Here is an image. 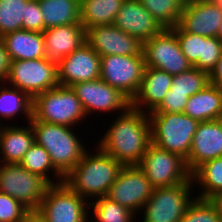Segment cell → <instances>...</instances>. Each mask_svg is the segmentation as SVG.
I'll return each instance as SVG.
<instances>
[{"mask_svg":"<svg viewBox=\"0 0 222 222\" xmlns=\"http://www.w3.org/2000/svg\"><path fill=\"white\" fill-rule=\"evenodd\" d=\"M117 116L96 145L123 166L138 165L151 143L148 113L130 106Z\"/></svg>","mask_w":222,"mask_h":222,"instance_id":"obj_1","label":"cell"},{"mask_svg":"<svg viewBox=\"0 0 222 222\" xmlns=\"http://www.w3.org/2000/svg\"><path fill=\"white\" fill-rule=\"evenodd\" d=\"M92 150H87L64 178V183L88 202L106 196L123 167L97 145Z\"/></svg>","mask_w":222,"mask_h":222,"instance_id":"obj_2","label":"cell"},{"mask_svg":"<svg viewBox=\"0 0 222 222\" xmlns=\"http://www.w3.org/2000/svg\"><path fill=\"white\" fill-rule=\"evenodd\" d=\"M30 123L35 142L49 153L54 168L65 178L88 150L84 147L87 144L82 143L84 140L81 141L82 138L78 137L74 127L45 123L36 119H31Z\"/></svg>","mask_w":222,"mask_h":222,"instance_id":"obj_3","label":"cell"},{"mask_svg":"<svg viewBox=\"0 0 222 222\" xmlns=\"http://www.w3.org/2000/svg\"><path fill=\"white\" fill-rule=\"evenodd\" d=\"M71 87L57 86L33 98L32 119L50 124L79 127L86 117Z\"/></svg>","mask_w":222,"mask_h":222,"instance_id":"obj_4","label":"cell"},{"mask_svg":"<svg viewBox=\"0 0 222 222\" xmlns=\"http://www.w3.org/2000/svg\"><path fill=\"white\" fill-rule=\"evenodd\" d=\"M148 116L151 142L169 152L179 154L186 160L189 157L199 121L183 112H150Z\"/></svg>","mask_w":222,"mask_h":222,"instance_id":"obj_5","label":"cell"},{"mask_svg":"<svg viewBox=\"0 0 222 222\" xmlns=\"http://www.w3.org/2000/svg\"><path fill=\"white\" fill-rule=\"evenodd\" d=\"M194 186L191 177L182 184L154 188L151 197L141 210L142 222H180L194 200L192 197L194 194H191L195 193Z\"/></svg>","mask_w":222,"mask_h":222,"instance_id":"obj_6","label":"cell"},{"mask_svg":"<svg viewBox=\"0 0 222 222\" xmlns=\"http://www.w3.org/2000/svg\"><path fill=\"white\" fill-rule=\"evenodd\" d=\"M50 184L40 175L33 174L19 163H0V192L37 211Z\"/></svg>","mask_w":222,"mask_h":222,"instance_id":"obj_7","label":"cell"},{"mask_svg":"<svg viewBox=\"0 0 222 222\" xmlns=\"http://www.w3.org/2000/svg\"><path fill=\"white\" fill-rule=\"evenodd\" d=\"M45 222H88L89 202L66 183L50 185L36 211Z\"/></svg>","mask_w":222,"mask_h":222,"instance_id":"obj_8","label":"cell"},{"mask_svg":"<svg viewBox=\"0 0 222 222\" xmlns=\"http://www.w3.org/2000/svg\"><path fill=\"white\" fill-rule=\"evenodd\" d=\"M5 82L25 91L33 99L59 86L57 64L47 58L10 61Z\"/></svg>","mask_w":222,"mask_h":222,"instance_id":"obj_9","label":"cell"},{"mask_svg":"<svg viewBox=\"0 0 222 222\" xmlns=\"http://www.w3.org/2000/svg\"><path fill=\"white\" fill-rule=\"evenodd\" d=\"M138 166L154 188L182 184L191 178L185 159L152 142Z\"/></svg>","mask_w":222,"mask_h":222,"instance_id":"obj_10","label":"cell"},{"mask_svg":"<svg viewBox=\"0 0 222 222\" xmlns=\"http://www.w3.org/2000/svg\"><path fill=\"white\" fill-rule=\"evenodd\" d=\"M144 70L143 53L106 55L101 57L99 78L132 101L140 88Z\"/></svg>","mask_w":222,"mask_h":222,"instance_id":"obj_11","label":"cell"},{"mask_svg":"<svg viewBox=\"0 0 222 222\" xmlns=\"http://www.w3.org/2000/svg\"><path fill=\"white\" fill-rule=\"evenodd\" d=\"M142 53L145 67L156 68L173 76L193 67L182 53L177 36L171 29H163L143 42Z\"/></svg>","mask_w":222,"mask_h":222,"instance_id":"obj_12","label":"cell"},{"mask_svg":"<svg viewBox=\"0 0 222 222\" xmlns=\"http://www.w3.org/2000/svg\"><path fill=\"white\" fill-rule=\"evenodd\" d=\"M79 98L86 115L96 113H124L131 101L118 89L111 87L100 78L92 81L80 82L70 86ZM96 112V113H95Z\"/></svg>","mask_w":222,"mask_h":222,"instance_id":"obj_13","label":"cell"},{"mask_svg":"<svg viewBox=\"0 0 222 222\" xmlns=\"http://www.w3.org/2000/svg\"><path fill=\"white\" fill-rule=\"evenodd\" d=\"M153 190L138 165L123 166L106 196L139 215Z\"/></svg>","mask_w":222,"mask_h":222,"instance_id":"obj_14","label":"cell"},{"mask_svg":"<svg viewBox=\"0 0 222 222\" xmlns=\"http://www.w3.org/2000/svg\"><path fill=\"white\" fill-rule=\"evenodd\" d=\"M101 57L85 42L57 64L60 86L70 87L99 78Z\"/></svg>","mask_w":222,"mask_h":222,"instance_id":"obj_15","label":"cell"},{"mask_svg":"<svg viewBox=\"0 0 222 222\" xmlns=\"http://www.w3.org/2000/svg\"><path fill=\"white\" fill-rule=\"evenodd\" d=\"M86 42L100 57L106 55H139L142 42L113 24L98 25L86 30Z\"/></svg>","mask_w":222,"mask_h":222,"instance_id":"obj_16","label":"cell"},{"mask_svg":"<svg viewBox=\"0 0 222 222\" xmlns=\"http://www.w3.org/2000/svg\"><path fill=\"white\" fill-rule=\"evenodd\" d=\"M222 6L212 0H186L177 26L186 32L216 37Z\"/></svg>","mask_w":222,"mask_h":222,"instance_id":"obj_17","label":"cell"},{"mask_svg":"<svg viewBox=\"0 0 222 222\" xmlns=\"http://www.w3.org/2000/svg\"><path fill=\"white\" fill-rule=\"evenodd\" d=\"M222 157V118L199 122L189 157L185 160L192 174L204 162Z\"/></svg>","mask_w":222,"mask_h":222,"instance_id":"obj_18","label":"cell"},{"mask_svg":"<svg viewBox=\"0 0 222 222\" xmlns=\"http://www.w3.org/2000/svg\"><path fill=\"white\" fill-rule=\"evenodd\" d=\"M113 25L142 43L159 34L163 28L139 0H125Z\"/></svg>","mask_w":222,"mask_h":222,"instance_id":"obj_19","label":"cell"},{"mask_svg":"<svg viewBox=\"0 0 222 222\" xmlns=\"http://www.w3.org/2000/svg\"><path fill=\"white\" fill-rule=\"evenodd\" d=\"M42 33L45 57L56 64L86 42V29L82 24L47 28Z\"/></svg>","mask_w":222,"mask_h":222,"instance_id":"obj_20","label":"cell"},{"mask_svg":"<svg viewBox=\"0 0 222 222\" xmlns=\"http://www.w3.org/2000/svg\"><path fill=\"white\" fill-rule=\"evenodd\" d=\"M172 79L173 75L165 71L145 67L140 88L131 101V107L148 114L154 111L170 90Z\"/></svg>","mask_w":222,"mask_h":222,"instance_id":"obj_21","label":"cell"},{"mask_svg":"<svg viewBox=\"0 0 222 222\" xmlns=\"http://www.w3.org/2000/svg\"><path fill=\"white\" fill-rule=\"evenodd\" d=\"M9 124V125H8ZM34 140L31 123L18 126L8 122L0 127V163H20Z\"/></svg>","mask_w":222,"mask_h":222,"instance_id":"obj_22","label":"cell"},{"mask_svg":"<svg viewBox=\"0 0 222 222\" xmlns=\"http://www.w3.org/2000/svg\"><path fill=\"white\" fill-rule=\"evenodd\" d=\"M0 38L10 61L46 58L42 32L21 29Z\"/></svg>","mask_w":222,"mask_h":222,"instance_id":"obj_23","label":"cell"},{"mask_svg":"<svg viewBox=\"0 0 222 222\" xmlns=\"http://www.w3.org/2000/svg\"><path fill=\"white\" fill-rule=\"evenodd\" d=\"M199 122L222 118V90L210 83L190 96L183 111Z\"/></svg>","mask_w":222,"mask_h":222,"instance_id":"obj_24","label":"cell"},{"mask_svg":"<svg viewBox=\"0 0 222 222\" xmlns=\"http://www.w3.org/2000/svg\"><path fill=\"white\" fill-rule=\"evenodd\" d=\"M32 104L33 99L25 91L13 87L6 82H0L1 126L4 125L2 121L8 122L9 120L19 118L20 115H24L23 118L28 121L26 123H30L32 119Z\"/></svg>","mask_w":222,"mask_h":222,"instance_id":"obj_25","label":"cell"},{"mask_svg":"<svg viewBox=\"0 0 222 222\" xmlns=\"http://www.w3.org/2000/svg\"><path fill=\"white\" fill-rule=\"evenodd\" d=\"M44 30L61 25L81 24L80 0H38Z\"/></svg>","mask_w":222,"mask_h":222,"instance_id":"obj_26","label":"cell"},{"mask_svg":"<svg viewBox=\"0 0 222 222\" xmlns=\"http://www.w3.org/2000/svg\"><path fill=\"white\" fill-rule=\"evenodd\" d=\"M125 0H80V21L84 28L113 24Z\"/></svg>","mask_w":222,"mask_h":222,"instance_id":"obj_27","label":"cell"},{"mask_svg":"<svg viewBox=\"0 0 222 222\" xmlns=\"http://www.w3.org/2000/svg\"><path fill=\"white\" fill-rule=\"evenodd\" d=\"M19 164L29 172L42 176L50 185L64 182V177L54 168L49 153L36 142Z\"/></svg>","mask_w":222,"mask_h":222,"instance_id":"obj_28","label":"cell"},{"mask_svg":"<svg viewBox=\"0 0 222 222\" xmlns=\"http://www.w3.org/2000/svg\"><path fill=\"white\" fill-rule=\"evenodd\" d=\"M191 177L194 185L198 184L200 188L196 197L208 199L222 191V157L204 162L191 174Z\"/></svg>","mask_w":222,"mask_h":222,"instance_id":"obj_29","label":"cell"},{"mask_svg":"<svg viewBox=\"0 0 222 222\" xmlns=\"http://www.w3.org/2000/svg\"><path fill=\"white\" fill-rule=\"evenodd\" d=\"M90 222H134L136 214L107 196L89 202ZM94 217V218H93Z\"/></svg>","mask_w":222,"mask_h":222,"instance_id":"obj_30","label":"cell"},{"mask_svg":"<svg viewBox=\"0 0 222 222\" xmlns=\"http://www.w3.org/2000/svg\"><path fill=\"white\" fill-rule=\"evenodd\" d=\"M163 29L174 28L180 20L186 0H139Z\"/></svg>","mask_w":222,"mask_h":222,"instance_id":"obj_31","label":"cell"},{"mask_svg":"<svg viewBox=\"0 0 222 222\" xmlns=\"http://www.w3.org/2000/svg\"><path fill=\"white\" fill-rule=\"evenodd\" d=\"M209 84V75L195 67L174 75L170 90L173 93L187 94L188 97L203 90Z\"/></svg>","mask_w":222,"mask_h":222,"instance_id":"obj_32","label":"cell"},{"mask_svg":"<svg viewBox=\"0 0 222 222\" xmlns=\"http://www.w3.org/2000/svg\"><path fill=\"white\" fill-rule=\"evenodd\" d=\"M29 0H0V37L22 29L25 4Z\"/></svg>","mask_w":222,"mask_h":222,"instance_id":"obj_33","label":"cell"},{"mask_svg":"<svg viewBox=\"0 0 222 222\" xmlns=\"http://www.w3.org/2000/svg\"><path fill=\"white\" fill-rule=\"evenodd\" d=\"M171 30L176 34L181 51L192 66L198 60H204L205 36L183 31L177 25Z\"/></svg>","mask_w":222,"mask_h":222,"instance_id":"obj_34","label":"cell"},{"mask_svg":"<svg viewBox=\"0 0 222 222\" xmlns=\"http://www.w3.org/2000/svg\"><path fill=\"white\" fill-rule=\"evenodd\" d=\"M193 197L194 200L188 206L180 222H222L209 199Z\"/></svg>","mask_w":222,"mask_h":222,"instance_id":"obj_35","label":"cell"},{"mask_svg":"<svg viewBox=\"0 0 222 222\" xmlns=\"http://www.w3.org/2000/svg\"><path fill=\"white\" fill-rule=\"evenodd\" d=\"M222 55V41L218 37H205L204 60H198L193 67L208 74Z\"/></svg>","mask_w":222,"mask_h":222,"instance_id":"obj_36","label":"cell"},{"mask_svg":"<svg viewBox=\"0 0 222 222\" xmlns=\"http://www.w3.org/2000/svg\"><path fill=\"white\" fill-rule=\"evenodd\" d=\"M28 212L15 198L0 192V222H18Z\"/></svg>","mask_w":222,"mask_h":222,"instance_id":"obj_37","label":"cell"},{"mask_svg":"<svg viewBox=\"0 0 222 222\" xmlns=\"http://www.w3.org/2000/svg\"><path fill=\"white\" fill-rule=\"evenodd\" d=\"M22 29L34 32L44 31V21L38 0H29L25 4V18Z\"/></svg>","mask_w":222,"mask_h":222,"instance_id":"obj_38","label":"cell"},{"mask_svg":"<svg viewBox=\"0 0 222 222\" xmlns=\"http://www.w3.org/2000/svg\"><path fill=\"white\" fill-rule=\"evenodd\" d=\"M188 98L187 94L173 93L169 90L161 104L152 112L181 113L186 107Z\"/></svg>","mask_w":222,"mask_h":222,"instance_id":"obj_39","label":"cell"},{"mask_svg":"<svg viewBox=\"0 0 222 222\" xmlns=\"http://www.w3.org/2000/svg\"><path fill=\"white\" fill-rule=\"evenodd\" d=\"M10 60L0 38V82H5L9 72Z\"/></svg>","mask_w":222,"mask_h":222,"instance_id":"obj_40","label":"cell"},{"mask_svg":"<svg viewBox=\"0 0 222 222\" xmlns=\"http://www.w3.org/2000/svg\"><path fill=\"white\" fill-rule=\"evenodd\" d=\"M209 75V83L222 90V55Z\"/></svg>","mask_w":222,"mask_h":222,"instance_id":"obj_41","label":"cell"},{"mask_svg":"<svg viewBox=\"0 0 222 222\" xmlns=\"http://www.w3.org/2000/svg\"><path fill=\"white\" fill-rule=\"evenodd\" d=\"M208 199L213 204V206L216 209L218 215L222 219V191L215 193L214 195H212Z\"/></svg>","mask_w":222,"mask_h":222,"instance_id":"obj_42","label":"cell"},{"mask_svg":"<svg viewBox=\"0 0 222 222\" xmlns=\"http://www.w3.org/2000/svg\"><path fill=\"white\" fill-rule=\"evenodd\" d=\"M18 222H45L36 211H29L20 221Z\"/></svg>","mask_w":222,"mask_h":222,"instance_id":"obj_43","label":"cell"},{"mask_svg":"<svg viewBox=\"0 0 222 222\" xmlns=\"http://www.w3.org/2000/svg\"><path fill=\"white\" fill-rule=\"evenodd\" d=\"M216 37H218L222 41V19L218 26Z\"/></svg>","mask_w":222,"mask_h":222,"instance_id":"obj_44","label":"cell"},{"mask_svg":"<svg viewBox=\"0 0 222 222\" xmlns=\"http://www.w3.org/2000/svg\"><path fill=\"white\" fill-rule=\"evenodd\" d=\"M212 1L222 6V0H212Z\"/></svg>","mask_w":222,"mask_h":222,"instance_id":"obj_45","label":"cell"}]
</instances>
